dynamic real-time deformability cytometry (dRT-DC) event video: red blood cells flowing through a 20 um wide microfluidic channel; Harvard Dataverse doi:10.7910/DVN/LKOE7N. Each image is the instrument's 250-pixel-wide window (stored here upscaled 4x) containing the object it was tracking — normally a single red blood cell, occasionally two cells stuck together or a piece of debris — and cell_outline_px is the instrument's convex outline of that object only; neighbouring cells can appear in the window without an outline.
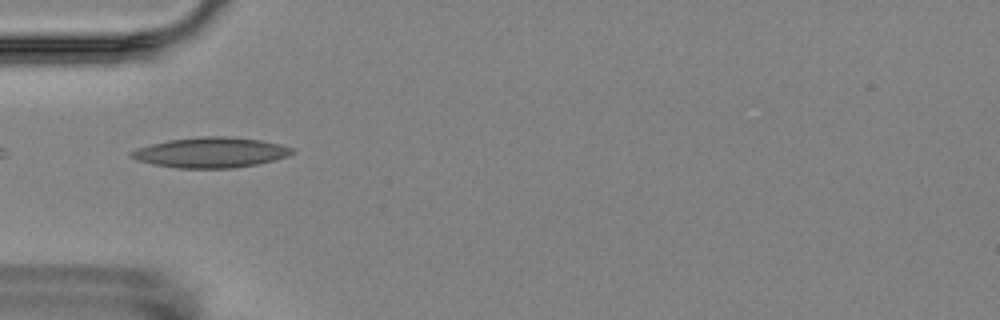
{"species": "Egyptian fruit bat (a non-hibernating species)", "species_latin": "Rousettus aegyptiacus", "temperature_condition": "room temperature", "stored_images_in_passage": 8, "camera_frame_rate_fps": 3000, "um_per_image_px": 0.085, "animal": {"sex": "female"}, "frame": {"image": 1, "passage_image": 4, "time_ms": 5.667, "image_size_px": [1000, 320], "cell_outline_px": [[296, 152], [288, 156], [256, 164], [232, 168], [176, 168], [152, 164], [136, 160], [128, 156], [128, 152], [136, 148], [168, 140], [200, 136], [232, 136], [260, 140], [280, 144], [292, 148]], "centroid_in_image_um": [17.87, 12.95], "position_along_channel_um": 67.1, "area_um2": 28.55}}
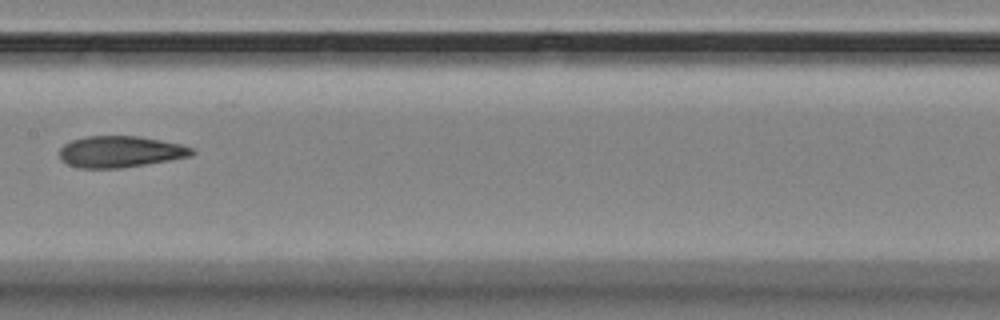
{"frame": {"image": 2, "passage_image": 7, "time_ms": 9.333, "image_size_px": [1000, 320], "cell_outline_px": [[196, 152], [192, 156], [172, 160], [120, 168], [80, 168], [68, 164], [60, 156], [60, 148], [64, 144], [72, 140], [84, 136], [136, 136], [160, 140], [180, 144], [192, 148]], "centroid_in_image_um": [10.25, 12.89], "position_along_channel_um": 197.2, "area_um2": 24.16}}
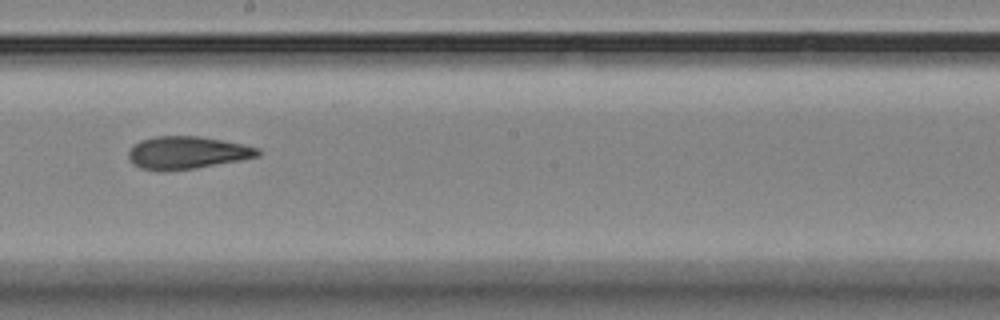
{"frame": {"image": 3, "passage_image": 8, "time_ms": 10.333, "image_size_px": [1000, 320], "cell_outline_px": [[260, 156], [240, 160], [196, 168], [160, 172], [156, 172], [140, 168], [132, 164], [128, 156], [128, 152], [140, 140], [156, 136], [200, 136], [260, 148]], "centroid_in_image_um": [15.87, 12.99], "position_along_channel_um": 232.3, "area_um2": 24.62}}